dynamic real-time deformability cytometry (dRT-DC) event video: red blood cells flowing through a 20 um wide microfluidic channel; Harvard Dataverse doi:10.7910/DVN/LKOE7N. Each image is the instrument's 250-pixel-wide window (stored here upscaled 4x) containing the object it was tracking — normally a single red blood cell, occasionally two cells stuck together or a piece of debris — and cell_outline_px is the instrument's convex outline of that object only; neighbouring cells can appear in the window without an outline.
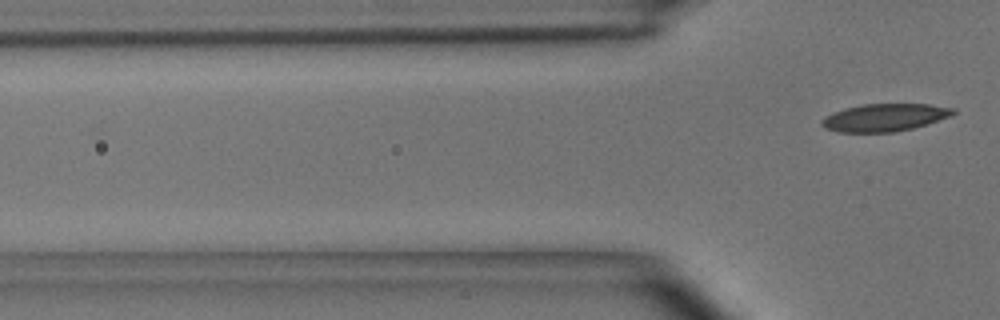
{"species": "common noctule bat (a hibernating species)", "species_latin": "Nyctalus noctula", "temperature_condition": "room temperature", "stored_images_in_passage": 4, "camera_frame_rate_fps": 3000, "um_per_image_px": 0.085, "animal": {"sex": "male", "body_mass_g": 15.6}, "frame": {"image": 1, "passage_image": 4, "time_ms": 1.0, "image_size_px": [1000, 320], "cell_outline_px": [[956, 112], [952, 116], [928, 124], [896, 132], [836, 132], [824, 128], [820, 124], [820, 120], [824, 116], [832, 112], [844, 108], [860, 104], [928, 104], [956, 108]], "centroid_in_image_um": [75.17, 9.98], "position_along_channel_um": 50.6, "area_um2": 21.5}}